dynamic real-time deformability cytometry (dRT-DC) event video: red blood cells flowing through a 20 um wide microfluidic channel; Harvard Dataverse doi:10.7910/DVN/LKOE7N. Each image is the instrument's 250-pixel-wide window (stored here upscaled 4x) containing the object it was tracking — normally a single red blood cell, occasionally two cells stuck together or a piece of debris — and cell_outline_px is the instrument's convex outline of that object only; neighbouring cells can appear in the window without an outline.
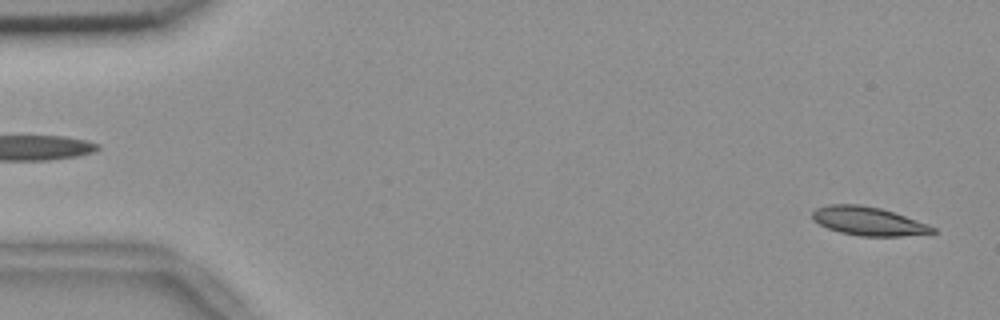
{"species": "common noctule bat (a hibernating species)", "species_latin": "Nyctalus noctula", "temperature_condition": "room temperature", "stored_images_in_passage": 55, "camera_frame_rate_fps": 3000, "um_per_image_px": 0.085, "animal": {"sex": "female", "body_mass_g": 18.4}, "frame": {"image": 1, "passage_image": 2, "time_ms": 0.333, "image_size_px": [1000, 320], "cell_outline_px": [[936, 232], [900, 236], [860, 236], [840, 232], [828, 228], [812, 220], [812, 212], [816, 208], [828, 204], [860, 204], [880, 208], [928, 224], [936, 228]], "centroid_in_image_um": [73.77, 18.79], "position_along_channel_um": 11.2, "area_um2": 19.88}}
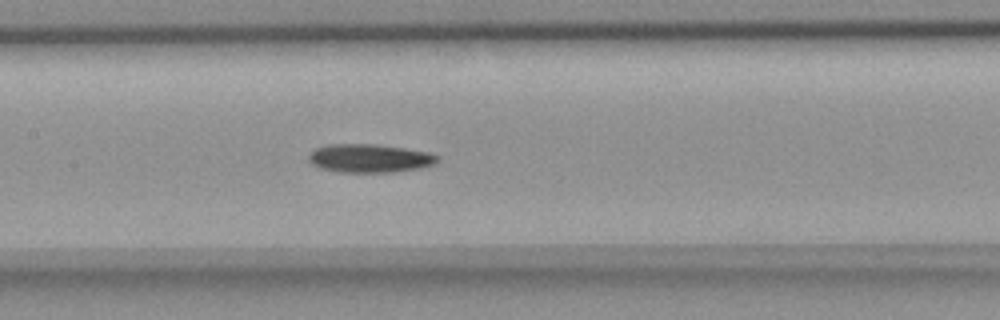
{"frame": {"image": 2, "passage_image": 26, "time_ms": 8.333, "image_size_px": [1000, 320], "cell_outline_px": [[440, 160], [432, 164], [420, 168], [396, 172], [340, 172], [320, 168], [312, 164], [308, 160], [308, 156], [316, 148], [328, 144], [376, 144], [404, 148], [428, 152], [440, 156]], "centroid_in_image_um": [31.43, 13.45], "position_along_channel_um": 176.0, "area_um2": 21.39}}
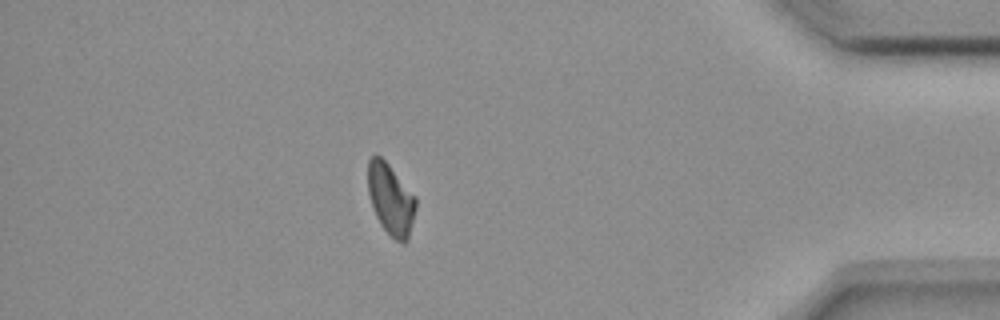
{"frame": {"image": 3, "passage_image": 48, "time_ms": 15.667, "image_size_px": [1000, 320], "cell_outline_px": [[416, 208], [408, 240], [404, 244], [396, 240], [380, 224], [376, 216], [368, 192], [368, 160], [372, 156], [380, 156], [388, 164], [416, 196]], "centroid_in_image_um": [33.23, 16.94], "position_along_channel_um": 402.0, "area_um2": 19.65}, "authors_computed_cell_mechanics": {"area_um2": 20.519, "velocity_mm_per_s": 3.6507, "shape_relaxation_time_tau1_ms": 8.7355, "shape_relaxation_time_tau2_ms": null, "deformation_change_tau1": 0.1752, "deformation_change_tau2": null}}